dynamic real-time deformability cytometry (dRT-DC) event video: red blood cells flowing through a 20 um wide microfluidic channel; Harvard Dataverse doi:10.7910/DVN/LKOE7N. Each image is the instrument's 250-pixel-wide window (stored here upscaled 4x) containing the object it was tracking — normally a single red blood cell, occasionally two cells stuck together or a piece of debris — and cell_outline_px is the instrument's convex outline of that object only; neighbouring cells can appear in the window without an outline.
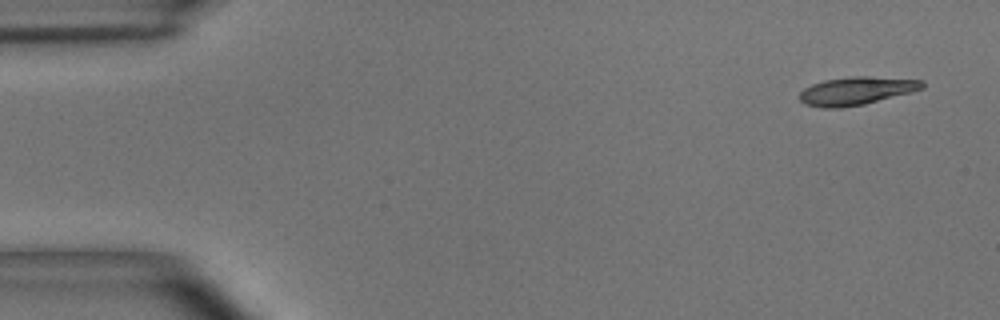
{"species": "common noctule bat (a hibernating species)", "species_latin": "Nyctalus noctula", "temperature_condition": "room temperature", "stored_images_in_passage": 8, "camera_frame_rate_fps": 3000, "um_per_image_px": 0.085, "animal": {"sex": "male", "body_mass_g": 15.6}, "frame": {"image": 1, "passage_image": 1, "time_ms": 0.0, "image_size_px": [1000, 320], "cell_outline_px": [[924, 88], [912, 92], [864, 104], [840, 108], [824, 108], [804, 104], [800, 100], [800, 92], [804, 88], [812, 84], [824, 80], [852, 76], [868, 76], [924, 80]], "centroid_in_image_um": [72.8, 7.72], "position_along_channel_um": 12.2, "area_um2": 20.11}}
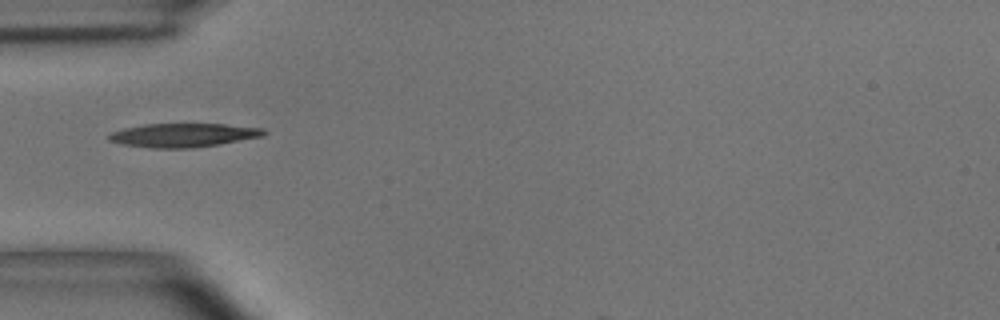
{"frame": {"image": 2, "passage_image": 5, "time_ms": 1.333, "image_size_px": [1000, 320], "cell_outline_px": [[268, 132], [264, 136], [220, 144], [192, 148], [148, 148], [120, 144], [108, 140], [108, 136], [112, 132], [124, 128], [144, 124], [224, 124], [264, 128]], "centroid_in_image_um": [15.59, 11.49], "position_along_channel_um": 69.4, "area_um2": 21.62}}
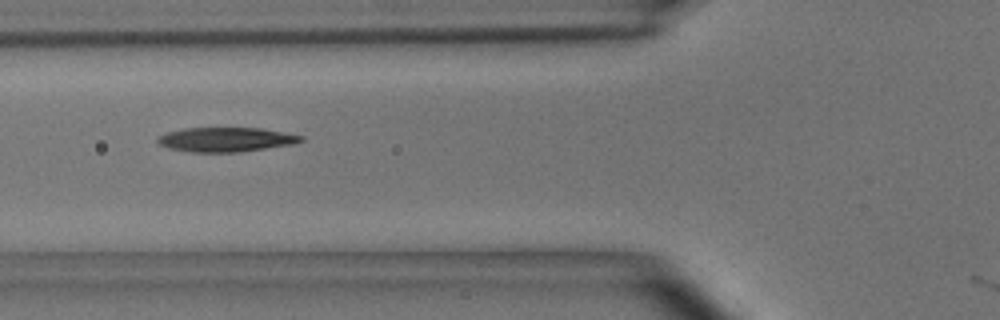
{"frame": {"image": 3, "passage_image": 6, "time_ms": 1.667, "image_size_px": [1000, 320], "cell_outline_px": [[304, 140], [292, 144], [240, 152], [192, 152], [168, 148], [160, 144], [156, 140], [156, 136], [168, 132], [184, 128], [260, 128], [304, 136]], "centroid_in_image_um": [19.17, 11.86], "position_along_channel_um": 106.6, "area_um2": 20.29}}